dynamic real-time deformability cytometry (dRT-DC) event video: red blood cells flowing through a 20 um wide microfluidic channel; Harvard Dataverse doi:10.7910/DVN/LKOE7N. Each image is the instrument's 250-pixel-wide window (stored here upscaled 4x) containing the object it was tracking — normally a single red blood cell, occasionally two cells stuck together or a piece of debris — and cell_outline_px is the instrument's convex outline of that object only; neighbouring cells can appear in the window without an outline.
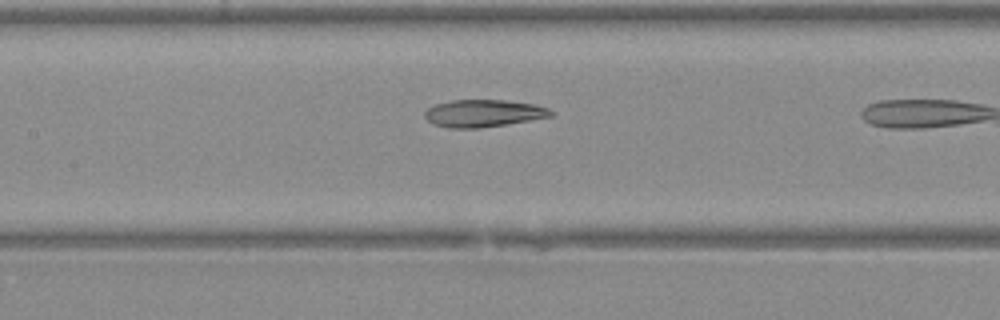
{"species": "Egyptian fruit bat (a non-hibernating species)", "species_latin": "Rousettus aegyptiacus", "temperature_condition": "warm", "stored_images_in_passage": 10, "camera_frame_rate_fps": 3000, "um_per_image_px": 0.085, "animal": {"sex": "female"}, "frame": {"image": 1, "passage_image": 9, "time_ms": 2.667, "image_size_px": [1000, 320], "cell_outline_px": [[556, 112], [552, 116], [480, 128], [448, 128], [432, 124], [424, 116], [424, 112], [428, 108], [436, 104], [452, 100], [504, 100], [536, 104], [548, 108]], "centroid_in_image_um": [41.09, 9.62], "position_along_channel_um": 166.3, "area_um2": 20.06}}